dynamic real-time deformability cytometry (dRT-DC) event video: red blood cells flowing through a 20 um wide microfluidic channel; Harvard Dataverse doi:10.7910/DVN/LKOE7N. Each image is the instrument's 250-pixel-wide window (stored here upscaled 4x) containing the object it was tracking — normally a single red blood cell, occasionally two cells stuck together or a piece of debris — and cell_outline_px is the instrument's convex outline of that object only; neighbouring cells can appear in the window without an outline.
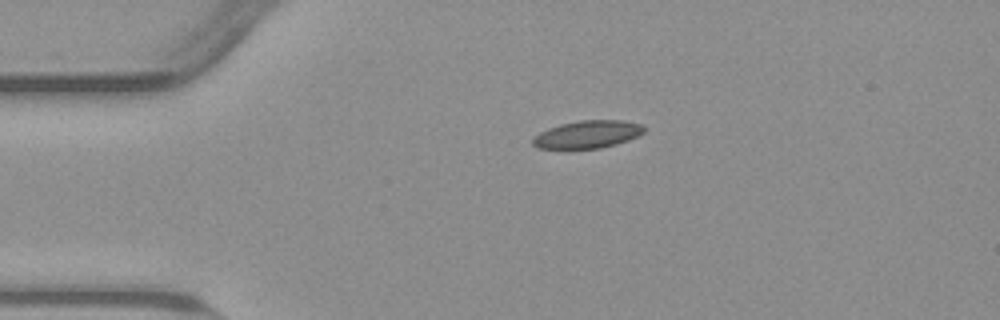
{"species": "common noctule bat (a hibernating species)", "species_latin": "Nyctalus noctula", "temperature_condition": "warm", "stored_images_in_passage": 44, "camera_frame_rate_fps": 3000, "um_per_image_px": 0.085, "animal": {"sex": "male", "body_mass_g": 23.1, "forearm_length_mm": 52.7}, "frame": {"image": 1, "passage_image": 1, "time_ms": 0.0, "image_size_px": [1000, 320], "cell_outline_px": [[644, 132], [628, 140], [616, 144], [600, 148], [536, 148], [532, 144], [532, 140], [540, 132], [548, 128], [560, 124], [580, 120], [624, 120], [644, 124]], "centroid_in_image_um": [49.96, 11.41], "position_along_channel_um": 35.0, "area_um2": 17.86}}
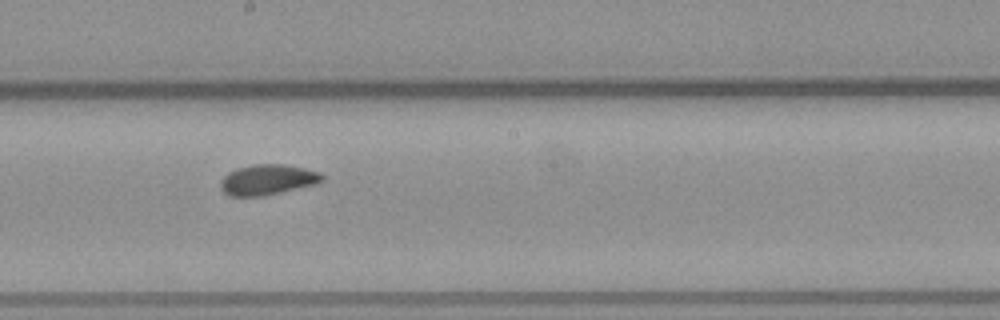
{"frame": {"image": 2, "passage_image": 19, "time_ms": 6.0, "image_size_px": [1000, 320], "cell_outline_px": [[324, 180], [316, 184], [264, 196], [228, 196], [220, 188], [220, 180], [228, 172], [252, 164], [284, 164], [304, 168], [320, 172], [324, 176]], "centroid_in_image_um": [22.75, 15.28], "position_along_channel_um": 225.5, "area_um2": 18.09}}
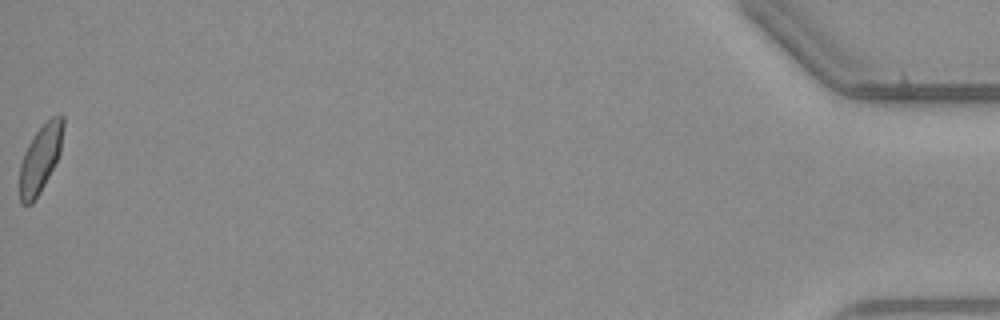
{"frame": {"image": 3, "passage_image": 44, "time_ms": 14.333, "image_size_px": [1000, 320], "cell_outline_px": [[64, 124], [60, 152], [40, 192], [32, 204], [20, 204], [20, 164], [24, 152], [28, 144], [36, 132], [52, 116], [60, 112], [64, 116]], "centroid_in_image_um": [3.43, 13.45], "position_along_channel_um": 431.8, "area_um2": 16.94}, "authors_computed_cell_mechanics": {"area_um2": 17.6001, "velocity_mm_per_s": 3.7937, "shape_relaxation_time_tau1_ms": 4.9944, "shape_relaxation_time_tau2_ms": 1.4226, "deformation_change_tau1": 0.1285, "deformation_change_tau2": 0.0582}}